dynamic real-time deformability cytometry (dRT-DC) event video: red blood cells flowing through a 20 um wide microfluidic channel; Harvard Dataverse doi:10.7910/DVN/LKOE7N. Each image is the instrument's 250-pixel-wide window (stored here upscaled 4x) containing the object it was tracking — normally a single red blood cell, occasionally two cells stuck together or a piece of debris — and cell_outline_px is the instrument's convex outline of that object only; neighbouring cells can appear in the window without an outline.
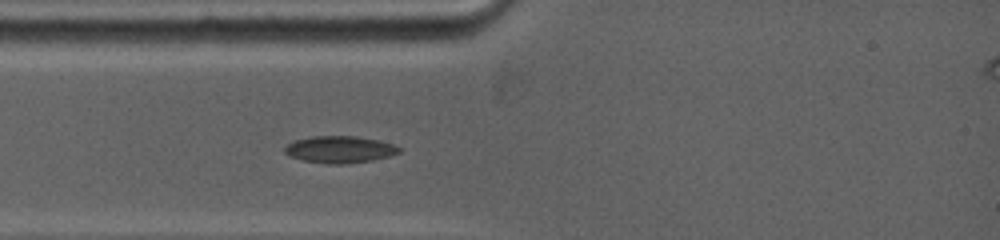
{"species": "common noctule bat (a hibernating species)", "species_latin": "Nyctalus noctula", "temperature_condition": "warm", "stored_images_in_passage": 31, "camera_frame_rate_fps": 5000, "um_per_image_px": 0.085, "animal": {"sex": "female", "body_mass_g": 19.0, "forearm_length_mm": 53.3}, "frame": {"image": 1, "passage_image": 3, "time_ms": 1.8, "image_size_px": [1000, 240], "cell_outline_px": [[400, 152], [388, 156], [372, 160], [348, 164], [328, 164], [304, 160], [288, 156], [284, 152], [284, 148], [292, 140], [312, 136], [356, 136], [380, 140], [392, 144], [400, 148]], "centroid_in_image_um": [28.84, 12.7], "position_along_channel_um": 56.2, "area_um2": 18.03}}
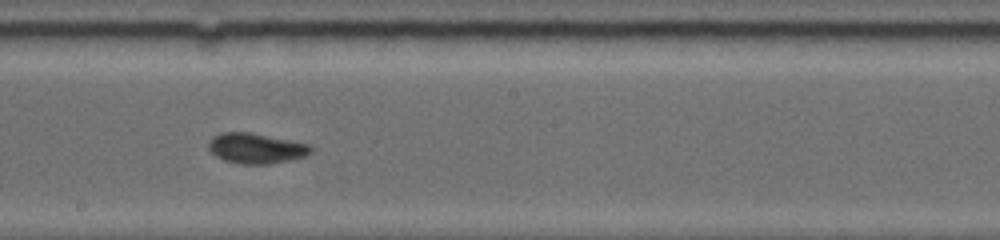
{"frame": {"image": 2, "passage_image": 14, "time_ms": 6.2, "image_size_px": [1000, 240], "cell_outline_px": [[312, 152], [304, 156], [288, 160], [268, 164], [240, 164], [224, 160], [216, 156], [208, 148], [208, 140], [212, 136], [220, 132], [252, 132], [308, 144], [312, 148]], "centroid_in_image_um": [21.71, 12.59], "position_along_channel_um": 226.5, "area_um2": 18.09}}
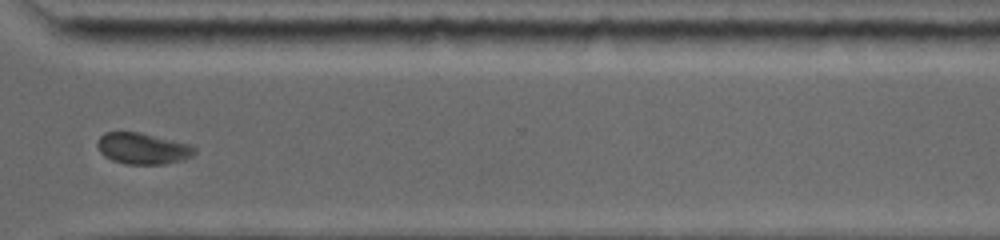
{"frame": {"image": 3, "passage_image": 22, "time_ms": 9.6, "image_size_px": [1000, 240], "cell_outline_px": [[196, 152], [192, 156], [184, 160], [164, 164], [124, 164], [112, 160], [104, 156], [100, 152], [96, 144], [100, 136], [104, 132], [140, 132], [188, 144], [196, 148]], "centroid_in_image_um": [12.11, 12.63], "position_along_channel_um": 358.5, "area_um2": 17.74}}